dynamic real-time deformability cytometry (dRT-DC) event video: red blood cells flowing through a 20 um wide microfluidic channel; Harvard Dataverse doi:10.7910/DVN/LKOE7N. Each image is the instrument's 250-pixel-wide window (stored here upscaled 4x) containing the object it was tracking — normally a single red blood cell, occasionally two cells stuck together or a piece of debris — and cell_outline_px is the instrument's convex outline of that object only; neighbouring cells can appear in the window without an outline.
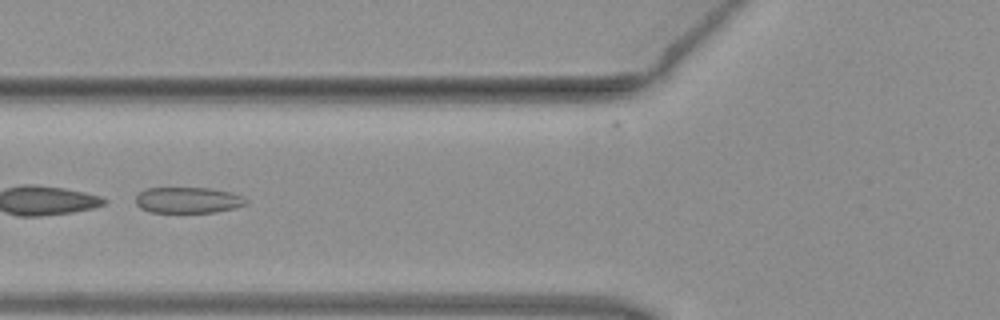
{"species": "common noctule bat (a hibernating species)", "species_latin": "Nyctalus noctula", "temperature_condition": "warm", "stored_images_in_passage": 40, "segment_of_instrument_passage": [2, 2], "camera_frame_rate_fps": 3000, "um_per_image_px": 0.085, "animal": {"sex": "female", "body_mass_g": 19.3, "forearm_length_mm": 54.1}, "frame": {"image": 1, "passage_image": 14, "time_ms": 4.333, "image_size_px": [1000, 320], "cell_outline_px": [[248, 204], [236, 208], [216, 212], [148, 212], [140, 208], [136, 204], [136, 196], [140, 192], [148, 188], [212, 188], [228, 192], [240, 196], [248, 200]], "centroid_in_image_um": [15.98, 17.02], "position_along_channel_um": 109.8, "area_um2": 16.7}}